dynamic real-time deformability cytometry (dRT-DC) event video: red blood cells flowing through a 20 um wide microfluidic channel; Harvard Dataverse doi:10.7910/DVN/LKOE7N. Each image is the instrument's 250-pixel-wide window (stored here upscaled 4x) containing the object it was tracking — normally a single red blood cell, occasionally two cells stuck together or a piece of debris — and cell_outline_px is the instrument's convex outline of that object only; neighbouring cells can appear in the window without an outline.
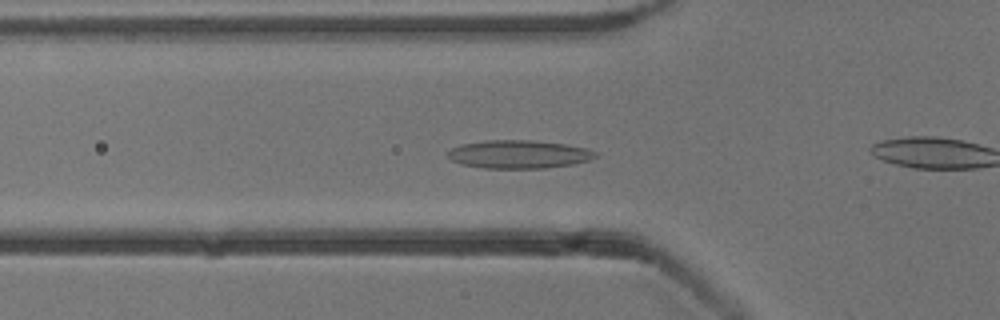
{"species": "common noctule bat (a hibernating species)", "species_latin": "Nyctalus noctula", "temperature_condition": "cold", "stored_images_in_passage": 54, "camera_frame_rate_fps": 3000, "um_per_image_px": 0.085, "animal": {"sex": "male", "body_mass_g": 13.3}, "frame": {"image": 1, "passage_image": 18, "time_ms": 5.667, "image_size_px": [1000, 320], "cell_outline_px": [[596, 156], [588, 160], [572, 164], [544, 168], [484, 168], [464, 164], [452, 160], [448, 156], [448, 152], [452, 148], [460, 144], [484, 140], [528, 140], [564, 144], [584, 148], [596, 152]], "centroid_in_image_um": [44.06, 13.11], "position_along_channel_um": 81.7, "area_um2": 23.93}}
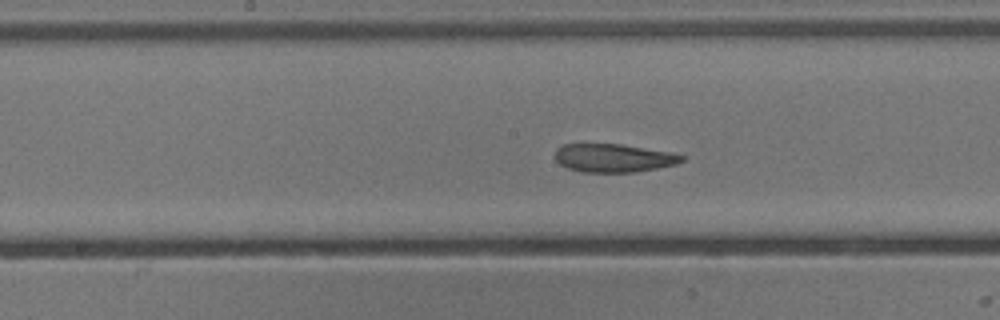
{"frame": {"image": 2, "passage_image": 27, "time_ms": 8.667, "image_size_px": [1000, 320], "cell_outline_px": [[684, 160], [676, 164], [636, 172], [584, 172], [568, 168], [560, 164], [556, 160], [556, 148], [564, 144], [620, 144], [668, 152], [684, 156]], "centroid_in_image_um": [52.13, 13.43], "position_along_channel_um": 196.1, "area_um2": 20.63}}
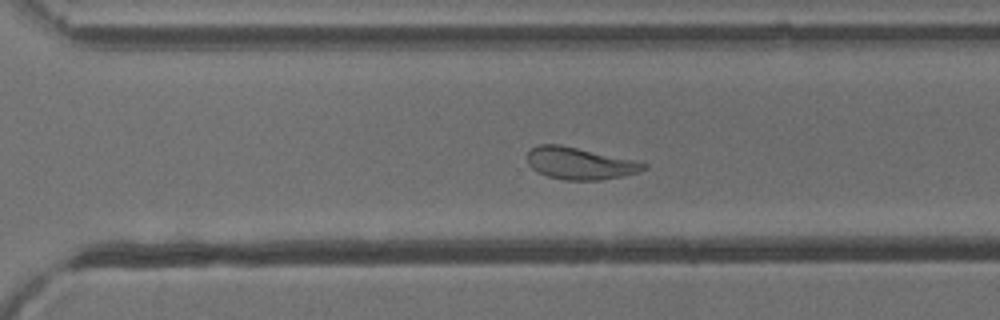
{"frame": {"image": 3, "passage_image": 37, "time_ms": 12.0, "image_size_px": [1000, 320], "cell_outline_px": [[648, 168], [640, 172], [624, 176], [600, 180], [564, 180], [548, 176], [532, 168], [528, 164], [528, 152], [532, 148], [540, 144], [560, 144], [648, 164]], "centroid_in_image_um": [49.28, 13.9], "position_along_channel_um": 321.3, "area_um2": 21.39}, "authors_computed_cell_mechanics": {"area_um2": 23.8425, "velocity_mm_per_s": 3.778, "shape_relaxation_time_tau1_ms": 9.9635, "shape_relaxation_time_tau2_ms": 1.7636, "deformation_change_tau1": 0.1837, "deformation_change_tau2": 0.077}}